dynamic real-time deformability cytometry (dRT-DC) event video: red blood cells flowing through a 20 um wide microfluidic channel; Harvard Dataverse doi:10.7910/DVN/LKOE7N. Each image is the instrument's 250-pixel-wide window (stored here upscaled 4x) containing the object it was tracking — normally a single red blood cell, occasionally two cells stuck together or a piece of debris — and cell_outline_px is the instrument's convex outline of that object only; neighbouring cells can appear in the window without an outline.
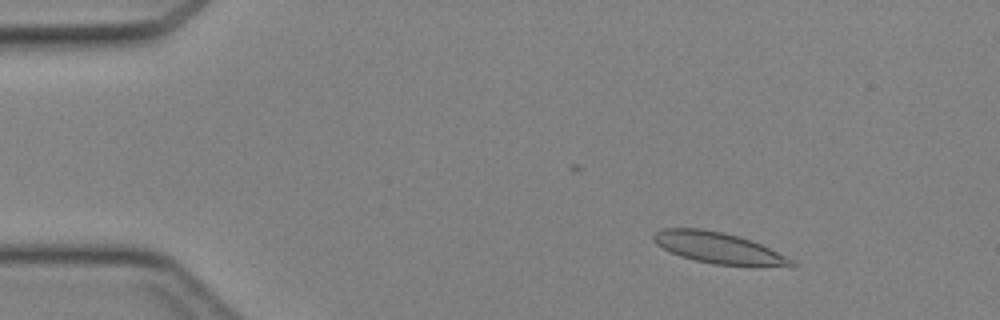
{"species": "Egyptian fruit bat (a non-hibernating species)", "species_latin": "Rousettus aegyptiacus", "temperature_condition": "cold", "stored_images_in_passage": 39, "camera_frame_rate_fps": 3000, "um_per_image_px": 0.085, "animal": {"sex": "female"}, "frame": {"image": 1, "passage_image": 7, "time_ms": 2.0, "image_size_px": [1000, 320], "cell_outline_px": [[796, 264], [792, 268], [716, 264], [696, 260], [680, 256], [656, 244], [652, 240], [652, 236], [656, 232], [664, 228], [700, 228], [724, 232], [760, 244], [792, 260]], "centroid_in_image_um": [61.08, 21.09], "position_along_channel_um": 23.9, "area_um2": 24.8}}
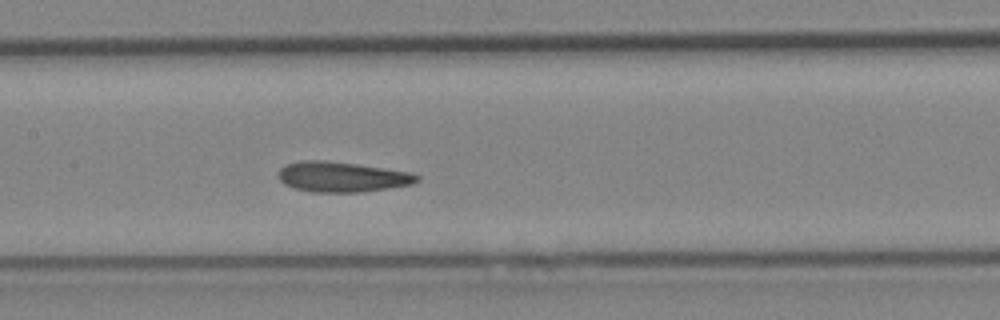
{"frame": {"image": 2, "passage_image": 23, "time_ms": 7.333, "image_size_px": [1000, 320], "cell_outline_px": [[420, 180], [412, 184], [364, 192], [308, 192], [292, 188], [284, 184], [276, 176], [280, 168], [288, 164], [304, 160], [320, 160], [352, 164], [408, 172], [420, 176]], "centroid_in_image_um": [29.01, 15.06], "position_along_channel_um": 178.4, "area_um2": 24.22}}
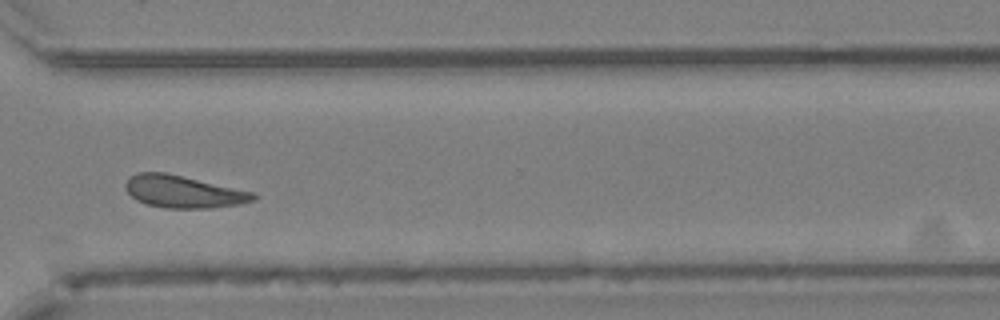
{"frame": {"image": 3, "passage_image": 35, "time_ms": 11.333, "image_size_px": [1000, 320], "cell_outline_px": [[256, 200], [240, 204], [212, 208], [164, 208], [148, 204], [136, 200], [124, 188], [124, 184], [132, 176], [140, 172], [164, 172], [256, 192]], "centroid_in_image_um": [15.62, 16.3], "position_along_channel_um": 355.0, "area_um2": 24.04}}